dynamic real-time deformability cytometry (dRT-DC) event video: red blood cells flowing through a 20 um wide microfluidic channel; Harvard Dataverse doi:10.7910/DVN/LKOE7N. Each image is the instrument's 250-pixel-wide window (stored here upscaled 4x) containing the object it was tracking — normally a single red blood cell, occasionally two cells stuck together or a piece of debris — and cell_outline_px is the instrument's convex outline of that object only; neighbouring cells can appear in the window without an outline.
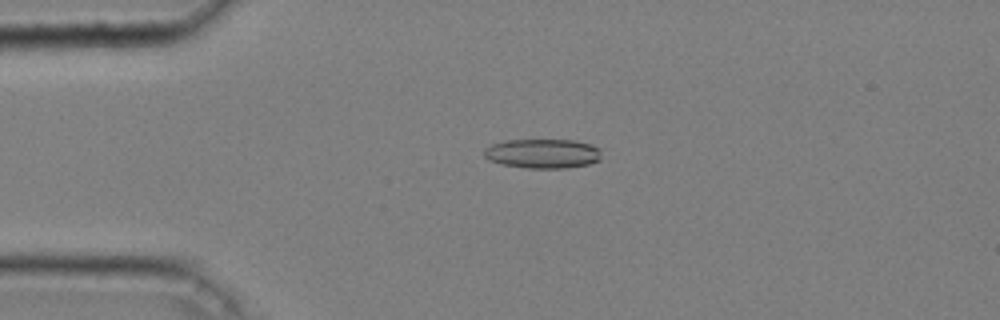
{"species": "common noctule bat (a hibernating species)", "species_latin": "Nyctalus noctula", "temperature_condition": "cold", "stored_images_in_passage": 46, "camera_frame_rate_fps": 3000, "um_per_image_px": 0.085, "animal": {"sex": "male", "body_mass_g": 20.4}, "frame": {"image": 1, "passage_image": 8, "time_ms": 2.333, "image_size_px": [1000, 320], "cell_outline_px": [[600, 160], [588, 164], [568, 168], [524, 168], [500, 164], [488, 160], [484, 156], [484, 148], [492, 144], [504, 140], [572, 140], [592, 144], [600, 148]], "centroid_in_image_um": [46.11, 13.05], "position_along_channel_um": 38.9, "area_um2": 20.35}}
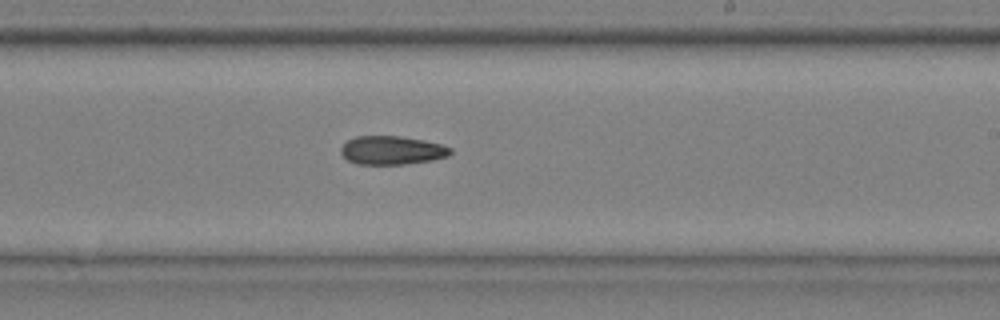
{"frame": {"image": 2, "passage_image": 28, "time_ms": 9.0, "image_size_px": [1000, 320], "cell_outline_px": [[452, 152], [448, 156], [432, 160], [404, 164], [356, 164], [348, 160], [340, 152], [340, 148], [348, 140], [356, 136], [400, 136], [424, 140], [440, 144], [452, 148]], "centroid_in_image_um": [33.31, 12.77], "position_along_channel_um": 255.7, "area_um2": 18.21}}
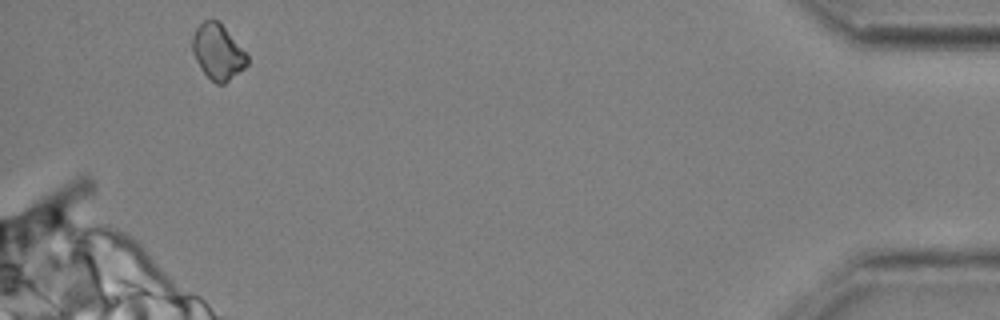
{"frame": {"image": 3, "passage_image": 46, "time_ms": 15.0, "image_size_px": [1000, 320], "cell_outline_px": [[248, 64], [244, 68], [224, 84], [216, 84], [200, 68], [192, 52], [192, 36], [196, 28], [204, 20], [220, 20], [248, 56]], "centroid_in_image_um": [18.51, 4.39], "position_along_channel_um": 416.7, "area_um2": 17.69}, "authors_computed_cell_mechanics": {"area_um2": 18.6983, "velocity_mm_per_s": 3.6588, "shape_relaxation_time_tau1_ms": 4.576, "shape_relaxation_time_tau2_ms": 8.5982, "deformation_change_tau1": 0.1187, "deformation_change_tau2": 0.191}}